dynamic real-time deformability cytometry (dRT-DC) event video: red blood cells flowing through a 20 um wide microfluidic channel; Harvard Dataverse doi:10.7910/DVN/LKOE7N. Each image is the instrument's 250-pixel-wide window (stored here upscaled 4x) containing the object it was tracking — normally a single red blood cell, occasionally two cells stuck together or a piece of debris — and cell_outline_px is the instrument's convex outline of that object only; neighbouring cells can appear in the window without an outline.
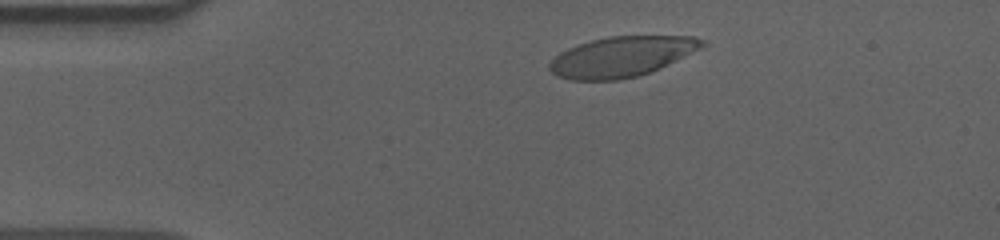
{"species": "human", "species_latin": "Homo sapiens", "temperature_condition": "cold", "stored_images_in_passage": 52, "camera_frame_rate_fps": 3000, "um_per_image_px": 0.085, "donor": {"sex": "male"}, "frame": {"image": 1, "passage_image": 6, "time_ms": 1.667, "image_size_px": [1000, 240], "cell_outline_px": [[708, 44], [660, 68], [636, 76], [620, 80], [572, 80], [556, 76], [548, 68], [548, 64], [560, 52], [568, 48], [592, 40], [608, 36], [692, 36], [704, 40]], "centroid_in_image_um": [52.82, 4.81], "position_along_channel_um": 32.2, "area_um2": 35.55}}
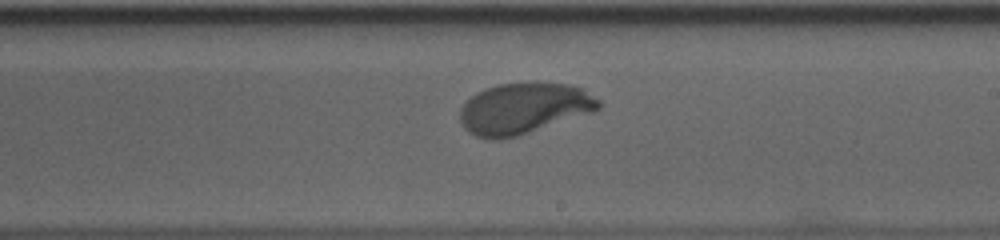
{"frame": {"image": 2, "passage_image": 28, "time_ms": 9.0, "image_size_px": [1000, 240], "cell_outline_px": [[600, 108], [592, 112], [516, 136], [500, 140], [492, 140], [476, 136], [468, 132], [464, 128], [460, 120], [460, 108], [476, 92], [484, 88], [496, 84], [536, 80], [568, 84], [584, 88], [600, 100]], "centroid_in_image_um": [44.52, 9.17], "position_along_channel_um": 244.5, "area_um2": 41.85}}
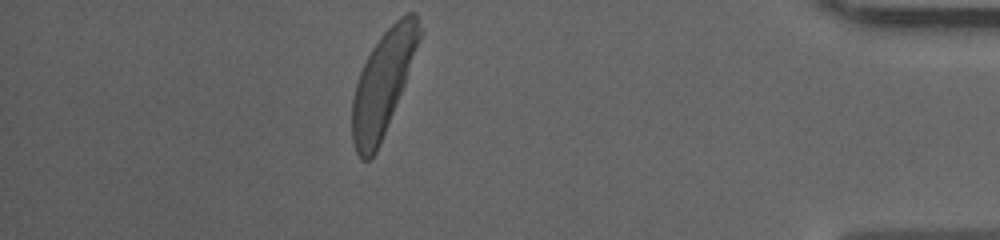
{"frame": {"image": 3, "passage_image": 45, "time_ms": 14.667, "image_size_px": [1000, 240], "cell_outline_px": [[424, 32], [404, 84], [380, 144], [376, 152], [368, 160], [360, 160], [356, 152], [352, 140], [352, 96], [360, 72], [372, 48], [380, 36], [400, 16], [408, 12], [416, 12]], "centroid_in_image_um": [32.57, 7.03], "position_along_channel_um": 402.6, "area_um2": 40.4}, "authors_computed_cell_mechanics": {"area_um2": 40.4022, "velocity_mm_per_s": 3.5778, "shape_relaxation_time_tau1_ms": 3.2595, "shape_relaxation_time_tau2_ms": null, "deformation_change_tau1": 0.1928, "deformation_change_tau2": null}}